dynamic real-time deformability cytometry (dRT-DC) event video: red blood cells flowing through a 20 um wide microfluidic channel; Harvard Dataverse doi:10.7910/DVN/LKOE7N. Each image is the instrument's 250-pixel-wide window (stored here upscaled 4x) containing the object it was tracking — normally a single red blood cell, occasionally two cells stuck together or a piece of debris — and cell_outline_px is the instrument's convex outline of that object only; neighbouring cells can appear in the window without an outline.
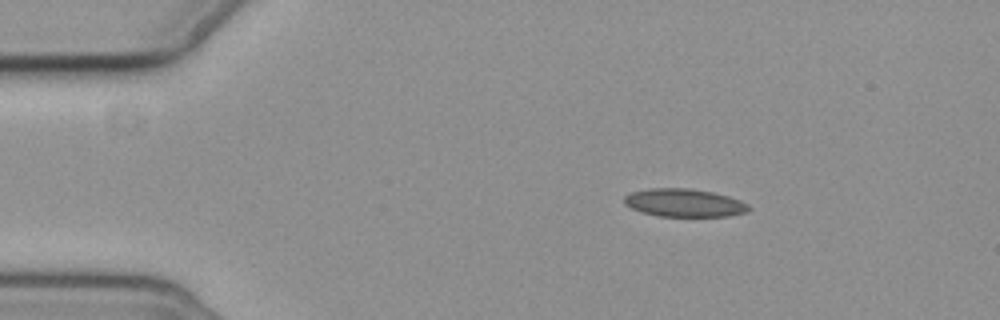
{"species": "common noctule bat (a hibernating species)", "species_latin": "Nyctalus noctula", "temperature_condition": "cold", "stored_images_in_passage": 3, "camera_frame_rate_fps": 3000, "um_per_image_px": 0.085, "animal": {"sex": "female", "body_mass_g": 19.3, "forearm_length_mm": 54.1}, "frame": {"image": 1, "passage_image": 1, "time_ms": 0.0, "image_size_px": [1000, 320], "cell_outline_px": [[752, 208], [748, 212], [728, 216], [660, 216], [640, 212], [624, 204], [624, 196], [632, 192], [648, 188], [688, 188], [712, 192], [728, 196], [740, 200], [748, 204]], "centroid_in_image_um": [58.17, 17.24], "position_along_channel_um": 26.8, "area_um2": 20.4}}